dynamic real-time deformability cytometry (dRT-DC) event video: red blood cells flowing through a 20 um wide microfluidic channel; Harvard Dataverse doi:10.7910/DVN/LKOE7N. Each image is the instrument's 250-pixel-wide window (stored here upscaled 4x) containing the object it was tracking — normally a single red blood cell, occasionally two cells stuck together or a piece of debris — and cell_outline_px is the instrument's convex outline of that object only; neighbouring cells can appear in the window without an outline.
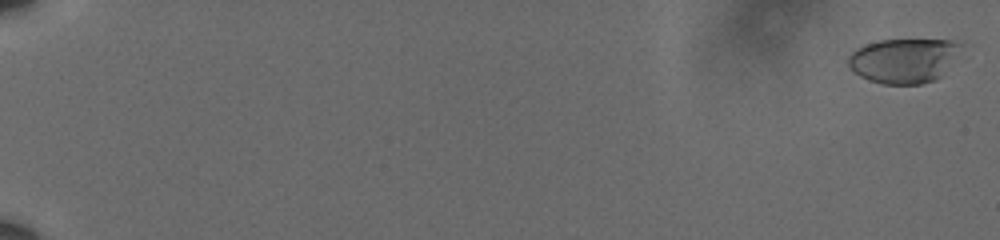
{"species": "human", "species_latin": "Homo sapiens", "temperature_condition": "cold", "stored_images_in_passage": 32, "camera_frame_rate_fps": 3000, "um_per_image_px": 0.085, "donor": {"sex": "male"}, "frame": {"image": 1, "passage_image": 1, "time_ms": 0.0, "image_size_px": [1000, 240], "cell_outline_px": [[964, 44], [940, 76], [936, 80], [920, 84], [880, 84], [868, 80], [860, 76], [848, 64], [848, 56], [856, 48], [864, 44], [880, 40], [952, 40]], "centroid_in_image_um": [76.79, 5.14], "position_along_channel_um": 8.2, "area_um2": 29.13}}
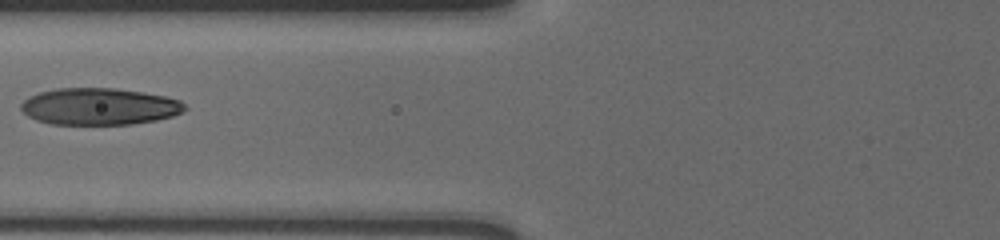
{"frame": {"image": 2, "passage_image": 24, "time_ms": 7.667, "image_size_px": [1000, 240], "cell_outline_px": [[188, 108], [172, 116], [156, 120], [132, 124], [52, 124], [36, 120], [28, 116], [20, 108], [20, 104], [28, 96], [40, 92], [56, 88], [116, 88], [164, 96], [180, 100]], "centroid_in_image_um": [8.41, 9.05], "position_along_channel_um": 117.4, "area_um2": 35.08}}
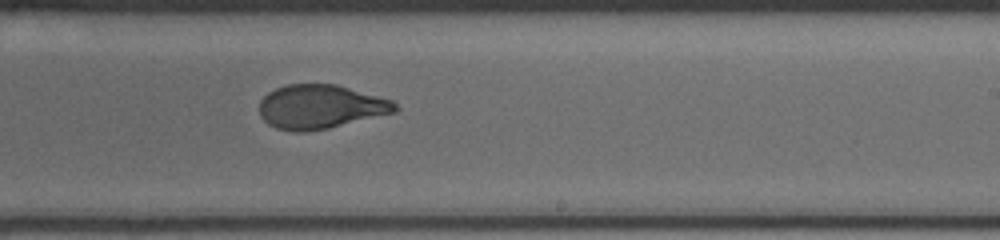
{"frame": {"image": 3, "passage_image": 32, "time_ms": 10.333, "image_size_px": [1000, 240], "cell_outline_px": [[400, 108], [396, 112], [328, 128], [304, 132], [292, 132], [276, 128], [268, 124], [260, 116], [260, 100], [268, 92], [276, 88], [288, 84], [336, 84], [392, 100]], "centroid_in_image_um": [27.23, 9.08], "position_along_channel_um": 261.8, "area_um2": 34.8}}